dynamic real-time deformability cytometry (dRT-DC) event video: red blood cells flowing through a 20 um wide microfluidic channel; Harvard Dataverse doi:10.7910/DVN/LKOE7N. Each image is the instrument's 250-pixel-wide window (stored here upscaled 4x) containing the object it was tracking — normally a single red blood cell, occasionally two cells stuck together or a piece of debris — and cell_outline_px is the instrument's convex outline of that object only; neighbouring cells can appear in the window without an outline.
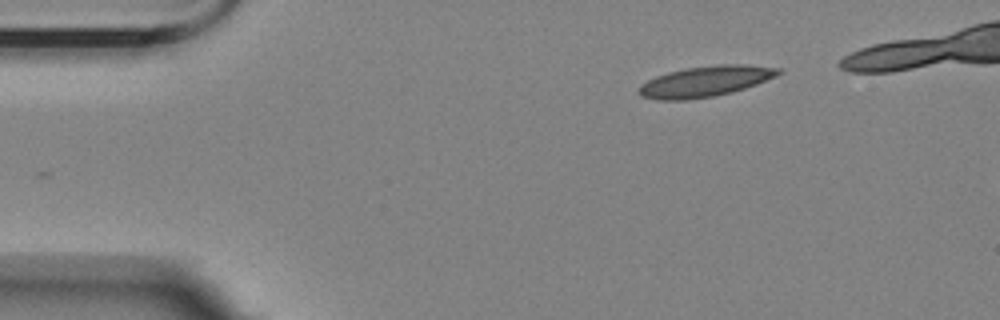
{"species": "Egyptian fruit bat (a non-hibernating species)", "species_latin": "Rousettus aegyptiacus", "temperature_condition": "room temperature", "stored_images_in_passage": 8, "camera_frame_rate_fps": 3000, "um_per_image_px": 0.085, "animal": {"sex": "female"}, "frame": {"image": 1, "passage_image": 1, "time_ms": 0.0, "image_size_px": [1000, 320], "cell_outline_px": [[784, 72], [776, 76], [756, 84], [732, 92], [712, 96], [684, 100], [660, 100], [640, 96], [640, 84], [656, 76], [668, 72], [684, 68], [716, 64], [748, 64], [780, 68]], "centroid_in_image_um": [59.98, 6.9], "position_along_channel_um": 25.0, "area_um2": 24.91}}